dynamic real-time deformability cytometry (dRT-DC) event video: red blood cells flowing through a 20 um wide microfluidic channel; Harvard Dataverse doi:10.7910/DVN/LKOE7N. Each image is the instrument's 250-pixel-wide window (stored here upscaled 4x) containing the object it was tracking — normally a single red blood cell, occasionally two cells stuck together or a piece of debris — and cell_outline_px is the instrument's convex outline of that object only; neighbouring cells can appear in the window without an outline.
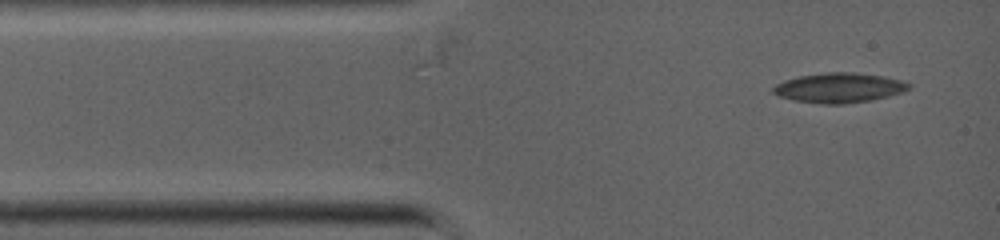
{"species": "common noctule bat (a hibernating species)", "species_latin": "Nyctalus noctula", "temperature_condition": "warm", "stored_images_in_passage": 3, "camera_frame_rate_fps": 5000, "um_per_image_px": 0.085, "animal": {"sex": "female", "body_mass_g": 19.0, "forearm_length_mm": 53.3}, "frame": {"image": 1, "passage_image": 3, "time_ms": 0.8, "image_size_px": [1000, 240], "cell_outline_px": [[912, 88], [904, 92], [872, 100], [844, 104], [820, 104], [792, 100], [780, 96], [772, 92], [772, 88], [776, 84], [784, 80], [800, 76], [828, 72], [852, 72], [880, 76], [900, 80], [912, 84]], "centroid_in_image_um": [71.33, 7.47], "position_along_channel_um": 13.7, "area_um2": 23.58}}